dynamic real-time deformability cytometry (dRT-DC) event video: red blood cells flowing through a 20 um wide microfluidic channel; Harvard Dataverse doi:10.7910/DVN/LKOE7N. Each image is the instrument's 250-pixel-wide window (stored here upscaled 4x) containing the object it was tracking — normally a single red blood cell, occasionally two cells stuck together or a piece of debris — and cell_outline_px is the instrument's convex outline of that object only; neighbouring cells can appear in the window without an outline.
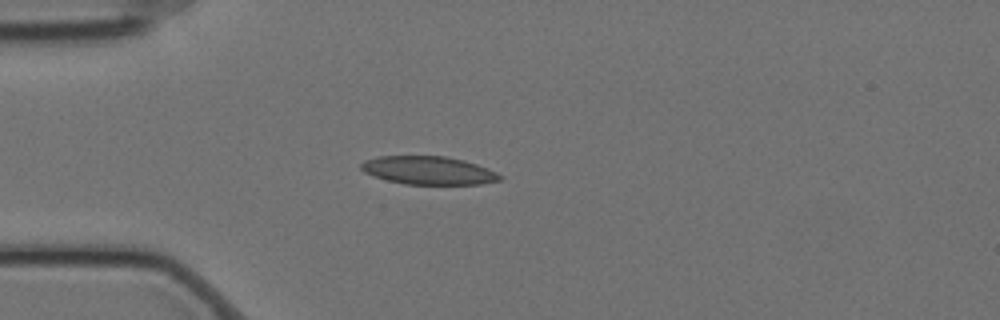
{"species": "Egyptian fruit bat (a non-hibernating species)", "species_latin": "Rousettus aegyptiacus", "temperature_condition": "cold", "stored_images_in_passage": 43, "camera_frame_rate_fps": 3000, "um_per_image_px": 0.085, "animal": {"sex": "female"}, "frame": {"image": 1, "passage_image": 1, "time_ms": 0.0, "image_size_px": [1000, 320], "cell_outline_px": [[504, 176], [500, 180], [480, 184], [404, 184], [388, 180], [364, 172], [360, 168], [360, 164], [364, 160], [376, 156], [444, 156], [464, 160], [488, 168]], "centroid_in_image_um": [36.42, 14.48], "position_along_channel_um": 48.6, "area_um2": 22.77}}
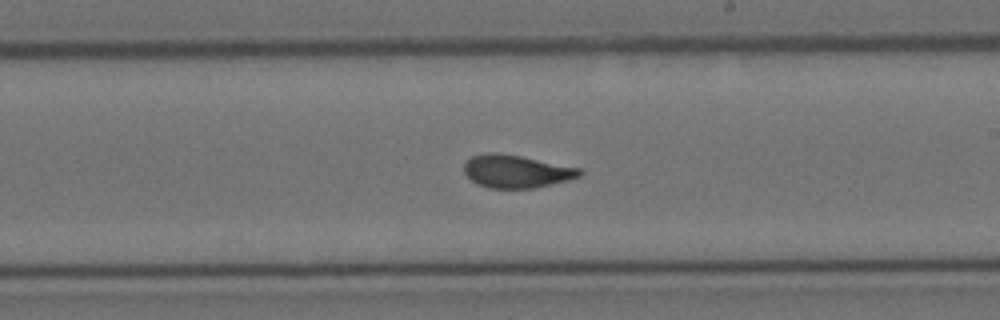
{"frame": {"image": 2, "passage_image": 19, "time_ms": 6.0, "image_size_px": [1000, 320], "cell_outline_px": [[584, 172], [580, 176], [568, 180], [536, 188], [488, 188], [476, 184], [464, 172], [464, 164], [472, 156], [488, 152], [496, 152], [520, 156], [580, 168]], "centroid_in_image_um": [43.88, 14.57], "position_along_channel_um": 245.1, "area_um2": 22.08}}
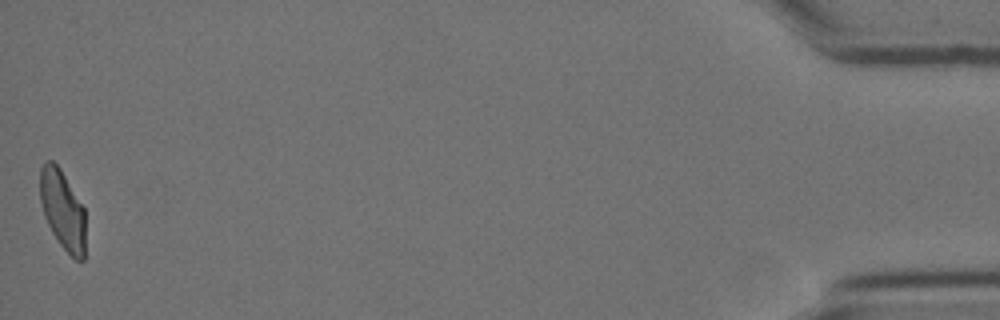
{"frame": {"image": 3, "passage_image": 43, "time_ms": 14.0, "image_size_px": [1000, 320], "cell_outline_px": [[84, 260], [76, 260], [60, 244], [52, 232], [44, 216], [40, 200], [40, 168], [48, 160], [52, 160], [60, 168], [84, 208]], "centroid_in_image_um": [5.3, 17.82], "position_along_channel_um": 429.9, "area_um2": 20.69}, "authors_computed_cell_mechanics": {"area_um2": 22.4264, "velocity_mm_per_s": 3.4962, "shape_relaxation_time_tau1_ms": 7.6632, "shape_relaxation_time_tau2_ms": 1.7063, "deformation_change_tau1": 0.1814, "deformation_change_tau2": 0.0628}}